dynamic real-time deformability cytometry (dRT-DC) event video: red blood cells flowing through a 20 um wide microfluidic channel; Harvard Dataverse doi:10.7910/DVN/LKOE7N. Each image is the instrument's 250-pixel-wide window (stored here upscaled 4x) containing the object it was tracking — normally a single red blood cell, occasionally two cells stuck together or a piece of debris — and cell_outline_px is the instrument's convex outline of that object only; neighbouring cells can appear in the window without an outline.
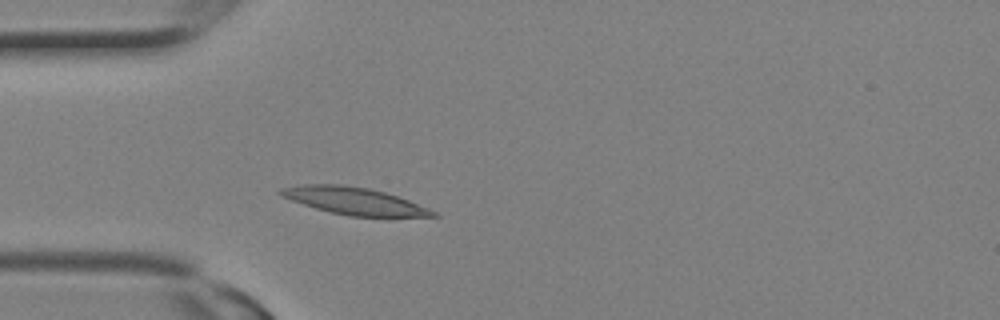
{"species": "Egyptian fruit bat (a non-hibernating species)", "species_latin": "Rousettus aegyptiacus", "temperature_condition": "room temperature", "stored_images_in_passage": 2, "camera_frame_rate_fps": 3000, "um_per_image_px": 0.085, "animal": {"sex": "female"}, "frame": {"image": 1, "passage_image": 2, "time_ms": 0.333, "image_size_px": [1000, 320], "cell_outline_px": [[440, 216], [348, 216], [316, 208], [292, 200], [276, 192], [280, 188], [304, 184], [344, 184], [368, 188], [384, 192], [408, 200], [428, 208], [436, 212]], "centroid_in_image_um": [30.08, 17.06], "position_along_channel_um": 54.9, "area_um2": 23.7}}